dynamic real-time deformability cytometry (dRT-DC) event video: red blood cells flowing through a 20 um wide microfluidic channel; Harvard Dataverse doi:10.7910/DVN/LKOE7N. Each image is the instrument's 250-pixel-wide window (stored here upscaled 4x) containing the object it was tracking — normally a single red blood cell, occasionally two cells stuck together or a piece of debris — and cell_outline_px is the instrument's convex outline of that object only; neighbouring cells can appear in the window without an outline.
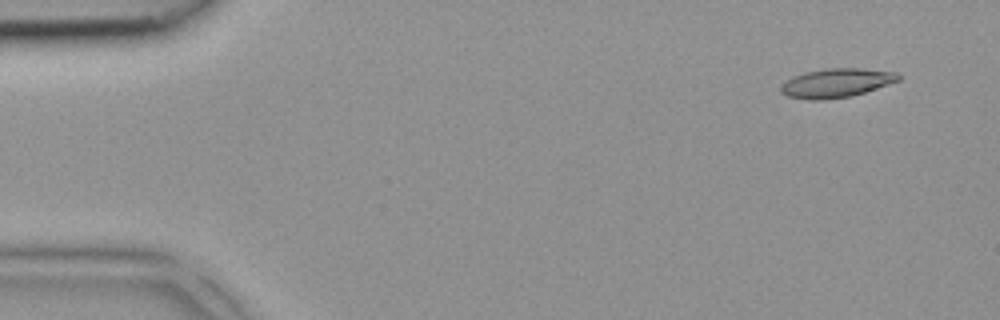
{"species": "common noctule bat (a hibernating species)", "species_latin": "Nyctalus noctula", "temperature_condition": "room temperature", "stored_images_in_passage": 4, "camera_frame_rate_fps": 3000, "um_per_image_px": 0.085, "animal": {"sex": "female", "body_mass_g": 18.4}, "frame": {"image": 1, "passage_image": 1, "time_ms": 0.0, "image_size_px": [1000, 320], "cell_outline_px": [[900, 80], [852, 96], [824, 100], [808, 100], [788, 96], [780, 92], [780, 88], [792, 76], [804, 72], [824, 68], [860, 68], [896, 72], [900, 76]], "centroid_in_image_um": [71.07, 7.05], "position_along_channel_um": 13.9, "area_um2": 19.83}}
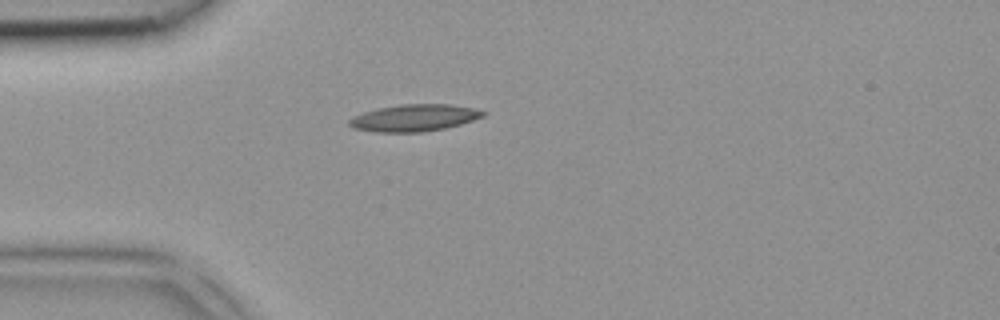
{"frame": {"image": 2, "passage_image": 4, "time_ms": 1.0, "image_size_px": [1000, 320], "cell_outline_px": [[488, 112], [484, 116], [460, 124], [444, 128], [420, 132], [376, 132], [352, 128], [348, 124], [348, 120], [352, 116], [364, 112], [380, 108], [400, 104], [448, 104], [472, 108]], "centroid_in_image_um": [35.18, 10.02], "position_along_channel_um": 49.8, "area_um2": 20.87}}